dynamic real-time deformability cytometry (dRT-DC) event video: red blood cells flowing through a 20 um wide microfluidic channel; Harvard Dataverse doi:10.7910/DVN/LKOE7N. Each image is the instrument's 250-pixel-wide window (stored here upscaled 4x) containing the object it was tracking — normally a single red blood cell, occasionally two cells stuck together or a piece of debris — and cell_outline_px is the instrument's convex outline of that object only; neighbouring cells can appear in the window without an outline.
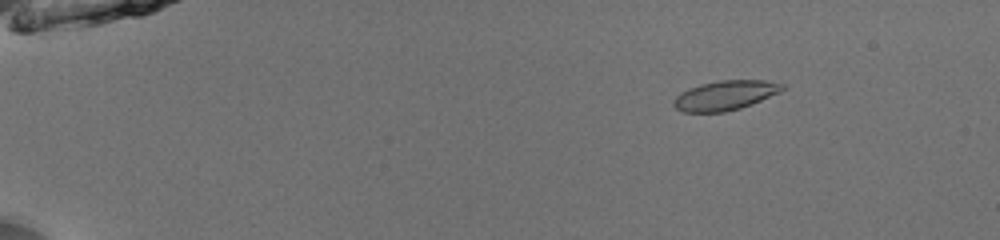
{"species": "common noctule bat (a hibernating species)", "species_latin": "Nyctalus noctula", "temperature_condition": "room temperature", "stored_images_in_passage": 53, "camera_frame_rate_fps": 3000, "um_per_image_px": 0.085, "animal": {"sex": "male", "body_mass_g": 13.0, "forearm_length_mm": 53.1}, "frame": {"image": 1, "passage_image": 9, "time_ms": 2.667, "image_size_px": [1000, 240], "cell_outline_px": [[784, 88], [780, 92], [752, 104], [740, 108], [724, 112], [684, 112], [676, 108], [672, 104], [672, 100], [680, 92], [688, 88], [700, 84], [716, 80], [764, 80], [784, 84]], "centroid_in_image_um": [61.61, 8.1], "position_along_channel_um": 23.4, "area_um2": 18.84}}
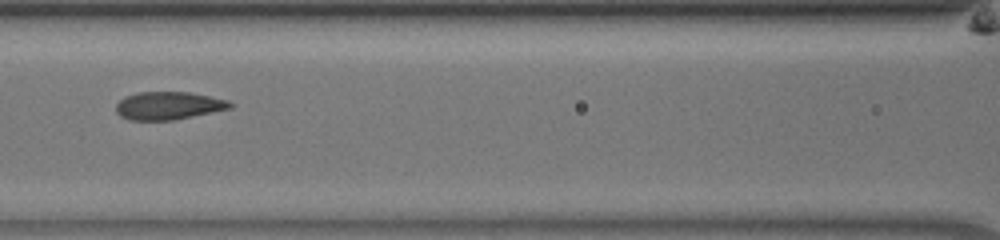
{"frame": {"image": 2, "passage_image": 27, "time_ms": 8.667, "image_size_px": [1000, 240], "cell_outline_px": [[232, 108], [172, 120], [128, 120], [120, 116], [116, 112], [116, 104], [124, 96], [140, 92], [188, 92], [228, 100], [232, 104]], "centroid_in_image_um": [14.28, 8.98], "position_along_channel_um": 152.3, "area_um2": 18.44}}
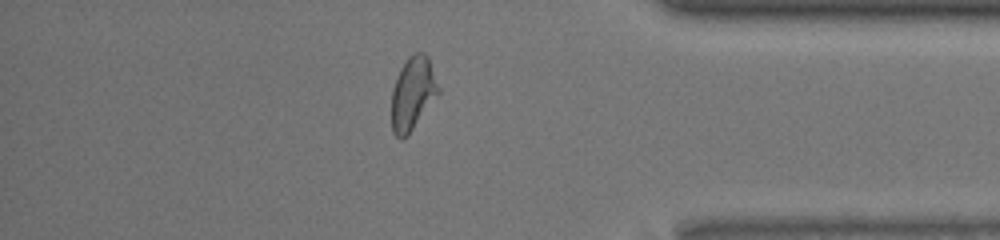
{"frame": {"image": 3, "passage_image": 47, "time_ms": 15.333, "image_size_px": [1000, 240], "cell_outline_px": [[440, 92], [408, 136], [400, 140], [392, 132], [392, 88], [400, 68], [408, 56], [412, 52], [424, 52], [428, 56], [440, 88]], "centroid_in_image_um": [35.09, 7.93], "position_along_channel_um": 400.1, "area_um2": 20.23}, "authors_computed_cell_mechanics": {"area_um2": 19.074, "velocity_mm_per_s": 3.9663, "shape_relaxation_time_tau1_ms": 7.6377, "shape_relaxation_time_tau2_ms": 0.9545, "deformation_change_tau1": 0.2073, "deformation_change_tau2": 0.0718}}